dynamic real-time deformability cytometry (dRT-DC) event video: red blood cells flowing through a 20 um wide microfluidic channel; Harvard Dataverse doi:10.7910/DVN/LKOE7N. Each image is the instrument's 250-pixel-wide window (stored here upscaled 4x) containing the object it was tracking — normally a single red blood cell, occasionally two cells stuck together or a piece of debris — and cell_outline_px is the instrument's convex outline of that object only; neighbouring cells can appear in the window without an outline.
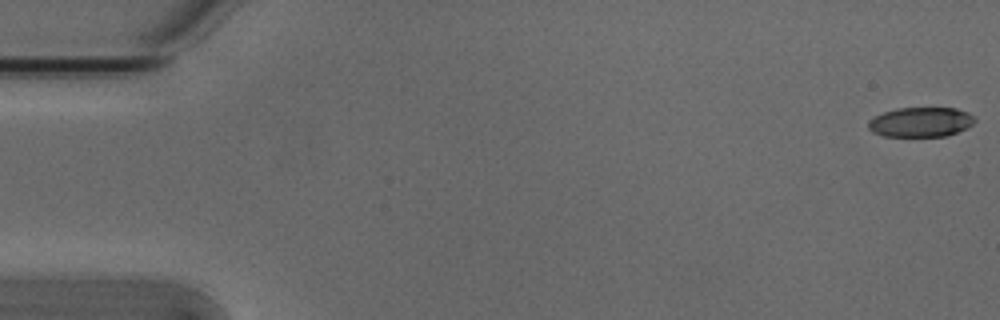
{"species": "Egyptian fruit bat (a non-hibernating species)", "species_latin": "Rousettus aegyptiacus", "temperature_condition": "cold", "stored_images_in_passage": 6, "camera_frame_rate_fps": 3000, "um_per_image_px": 0.085, "animal": {"sex": "male"}, "frame": {"image": 1, "passage_image": 1, "time_ms": 0.0, "image_size_px": [1000, 320], "cell_outline_px": [[976, 120], [968, 128], [948, 136], [884, 136], [872, 132], [868, 128], [868, 120], [884, 112], [896, 108], [956, 108], [968, 112], [976, 116]], "centroid_in_image_um": [78.3, 10.37], "position_along_channel_um": 6.7, "area_um2": 18.61}}